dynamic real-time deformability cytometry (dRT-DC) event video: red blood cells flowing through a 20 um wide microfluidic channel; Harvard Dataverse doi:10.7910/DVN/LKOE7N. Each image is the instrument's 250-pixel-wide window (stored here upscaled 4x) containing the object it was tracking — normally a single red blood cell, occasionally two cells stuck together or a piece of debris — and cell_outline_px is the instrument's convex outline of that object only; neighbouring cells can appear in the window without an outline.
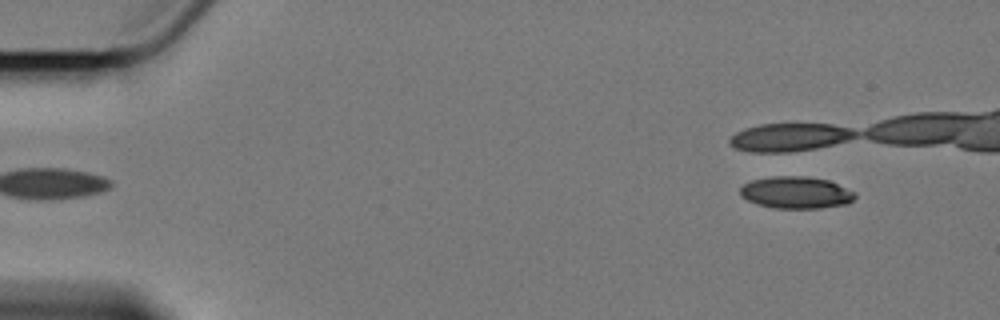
{"species": "Egyptian fruit bat (a non-hibernating species)", "species_latin": "Rousettus aegyptiacus", "temperature_condition": "cold", "stored_images_in_passage": 9, "camera_frame_rate_fps": 3000, "um_per_image_px": 0.085, "animal": {"sex": "female"}, "frame": {"image": 1, "passage_image": 5, "time_ms": 1.333, "image_size_px": [1000, 320], "cell_outline_px": [[856, 196], [848, 204], [820, 208], [776, 208], [756, 204], [740, 196], [740, 188], [744, 184], [752, 180], [772, 176], [808, 176], [828, 180], [856, 192]], "centroid_in_image_um": [67.67, 16.36], "position_along_channel_um": 17.3, "area_um2": 21.5}}